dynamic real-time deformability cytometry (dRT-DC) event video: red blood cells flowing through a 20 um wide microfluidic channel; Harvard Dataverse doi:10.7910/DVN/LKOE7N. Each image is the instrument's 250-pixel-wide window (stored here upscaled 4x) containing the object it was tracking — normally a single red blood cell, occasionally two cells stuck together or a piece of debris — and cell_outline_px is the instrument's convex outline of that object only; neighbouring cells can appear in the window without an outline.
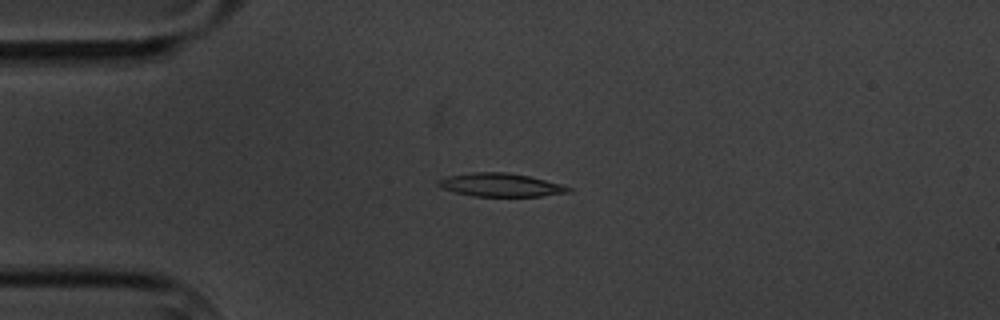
{"species": "common noctule bat (a hibernating species)", "species_latin": "Nyctalus noctula", "temperature_condition": "cold", "stored_images_in_passage": 5, "camera_frame_rate_fps": 3000, "um_per_image_px": 0.085, "animal": {"sex": "male", "body_mass_g": 20.1, "forearm_length_mm": 53.5}, "frame": {"image": 1, "passage_image": 4, "time_ms": 3.333, "image_size_px": [1000, 320], "cell_outline_px": [[572, 192], [540, 196], [472, 196], [456, 192], [444, 188], [436, 184], [440, 180], [448, 176], [472, 172], [504, 172], [528, 176], [564, 184], [572, 188]], "centroid_in_image_um": [42.62, 15.72], "position_along_channel_um": 42.4, "area_um2": 17.57}}